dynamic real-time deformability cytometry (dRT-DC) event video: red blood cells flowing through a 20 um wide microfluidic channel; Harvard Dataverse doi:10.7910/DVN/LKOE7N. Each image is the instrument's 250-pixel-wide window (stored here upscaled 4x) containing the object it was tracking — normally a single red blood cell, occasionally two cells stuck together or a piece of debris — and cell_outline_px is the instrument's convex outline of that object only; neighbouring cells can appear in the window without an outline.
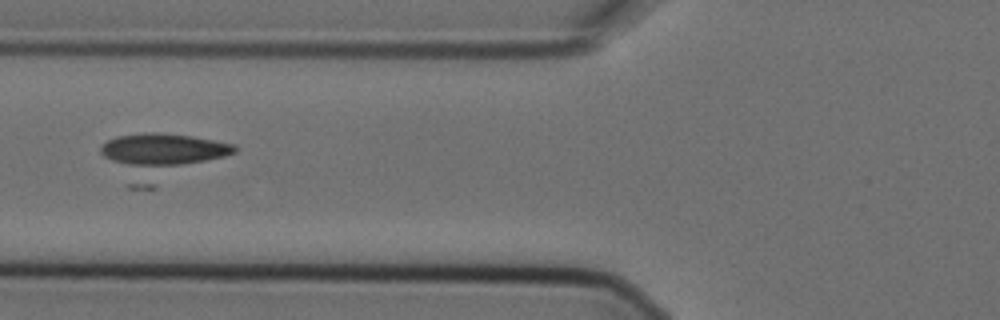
{"species": "Egyptian fruit bat (a non-hibernating species)", "species_latin": "Rousettus aegyptiacus", "temperature_condition": "cold", "stored_images_in_passage": 8, "camera_frame_rate_fps": 3000, "um_per_image_px": 0.085, "animal": {"sex": "female"}, "frame": {"image": 1, "passage_image": 4, "time_ms": 1.0, "image_size_px": [1000, 320], "cell_outline_px": [[236, 152], [224, 156], [204, 160], [180, 164], [152, 168], [136, 168], [112, 160], [104, 156], [100, 152], [100, 148], [108, 140], [116, 136], [148, 132], [160, 132], [192, 136], [236, 144]], "centroid_in_image_um": [13.86, 12.71], "position_along_channel_um": 111.9, "area_um2": 25.09}}